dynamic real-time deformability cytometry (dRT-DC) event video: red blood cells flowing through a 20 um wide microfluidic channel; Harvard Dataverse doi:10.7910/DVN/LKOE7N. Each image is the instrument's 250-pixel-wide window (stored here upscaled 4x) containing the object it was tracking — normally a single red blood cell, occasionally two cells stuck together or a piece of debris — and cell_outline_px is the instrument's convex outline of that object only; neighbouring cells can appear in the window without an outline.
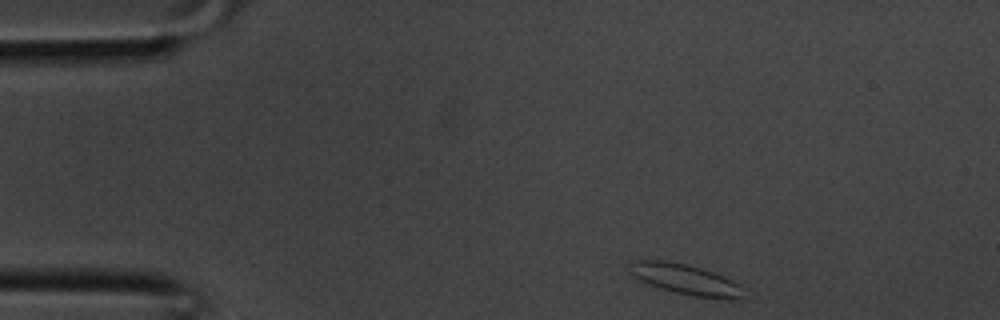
{"species": "common noctule bat (a hibernating species)", "species_latin": "Nyctalus noctula", "temperature_condition": "room temperature", "stored_images_in_passage": 33, "camera_frame_rate_fps": 3000, "um_per_image_px": 0.085, "animal": {"sex": "male", "body_mass_g": 20.1, "forearm_length_mm": 53.5}, "frame": {"image": 1, "passage_image": 1, "time_ms": 0.0, "image_size_px": [1000, 320], "cell_outline_px": [[748, 288], [744, 296], [692, 296], [672, 292], [648, 284], [640, 280], [628, 272], [628, 260], [664, 260], [684, 264], [700, 268], [712, 272], [732, 280]], "centroid_in_image_um": [58.16, 23.7], "position_along_channel_um": 26.8, "area_um2": 19.94}}
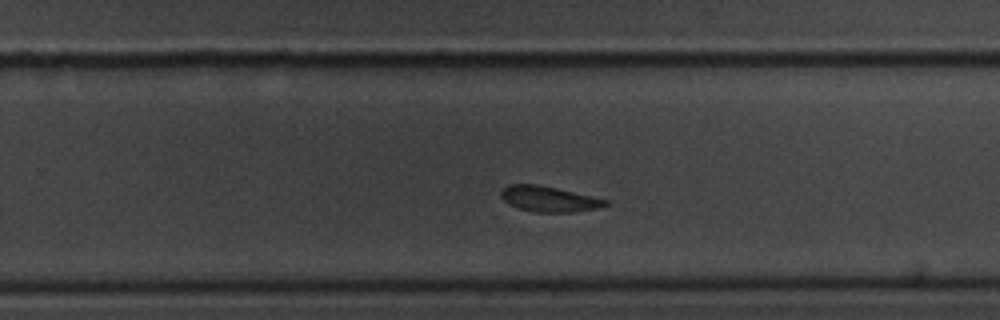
{"frame": {"image": 2, "passage_image": 19, "time_ms": 6.0, "image_size_px": [1000, 320], "cell_outline_px": [[608, 204], [600, 208], [572, 212], [536, 212], [520, 208], [508, 204], [500, 196], [500, 192], [508, 184], [540, 184], [592, 196], [608, 200]], "centroid_in_image_um": [46.66, 16.9], "position_along_channel_um": 283.1, "area_um2": 15.55}}
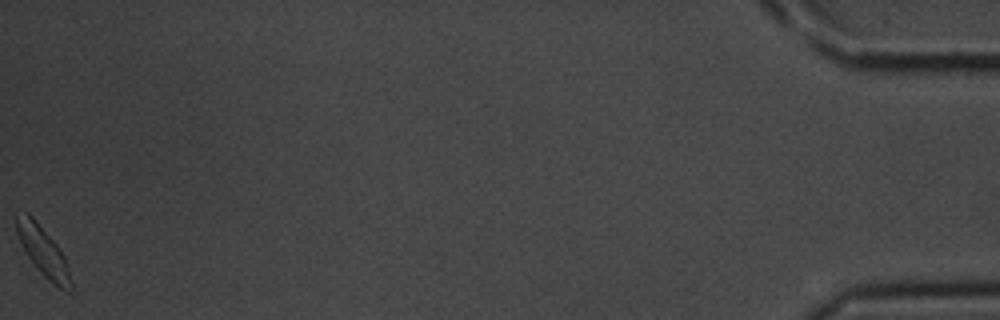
{"frame": {"image": 3, "passage_image": 33, "time_ms": 10.667, "image_size_px": [1000, 320], "cell_outline_px": [[72, 292], [68, 292], [52, 284], [36, 268], [20, 244], [16, 232], [16, 212], [28, 212], [32, 216], [60, 248], [64, 256], [72, 284]], "centroid_in_image_um": [3.64, 21.36], "position_along_channel_um": 431.6, "area_um2": 15.72}}